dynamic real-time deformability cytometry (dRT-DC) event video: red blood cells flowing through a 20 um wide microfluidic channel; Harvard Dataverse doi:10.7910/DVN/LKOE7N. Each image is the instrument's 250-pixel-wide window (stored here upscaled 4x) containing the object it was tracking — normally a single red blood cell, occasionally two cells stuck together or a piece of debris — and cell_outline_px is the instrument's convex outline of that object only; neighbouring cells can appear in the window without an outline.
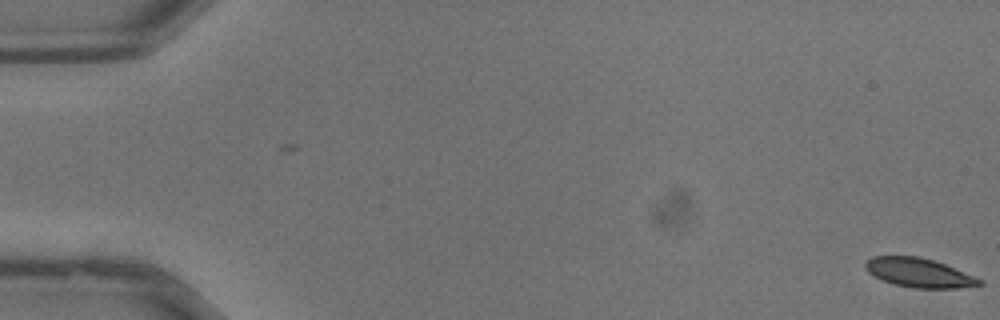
{"species": "common noctule bat (a hibernating species)", "species_latin": "Nyctalus noctula", "temperature_condition": "warm", "stored_images_in_passage": 38, "camera_frame_rate_fps": 3000, "um_per_image_px": 0.085, "animal": {"sex": "male", "body_mass_g": 13.3}, "frame": {"image": 1, "passage_image": 1, "time_ms": 0.0, "image_size_px": [1000, 320], "cell_outline_px": [[984, 284], [960, 288], [916, 288], [892, 284], [880, 280], [868, 272], [864, 268], [864, 264], [872, 256], [916, 256], [932, 260], [944, 264], [984, 280]], "centroid_in_image_um": [78.09, 23.19], "position_along_channel_um": 6.9, "area_um2": 19.36}}
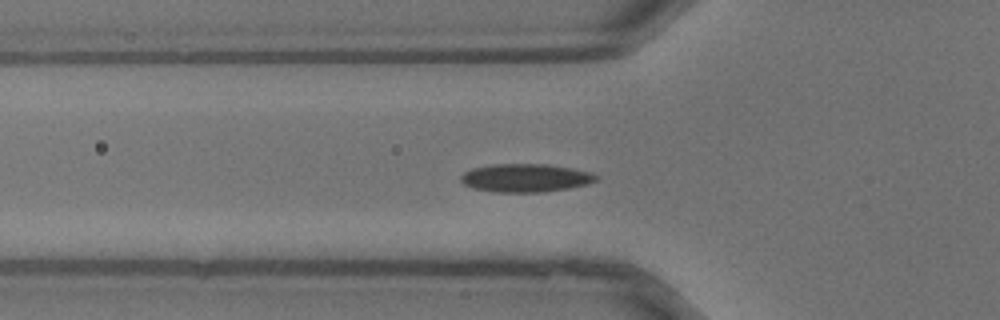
{"frame": {"image": 2, "passage_image": 14, "time_ms": 4.333, "image_size_px": [1000, 320], "cell_outline_px": [[596, 180], [588, 184], [568, 188], [540, 192], [496, 192], [472, 188], [464, 184], [460, 180], [460, 176], [464, 172], [472, 168], [492, 164], [548, 164], [572, 168], [588, 172], [596, 176]], "centroid_in_image_um": [44.61, 15.12], "position_along_channel_um": 81.2, "area_um2": 22.14}}
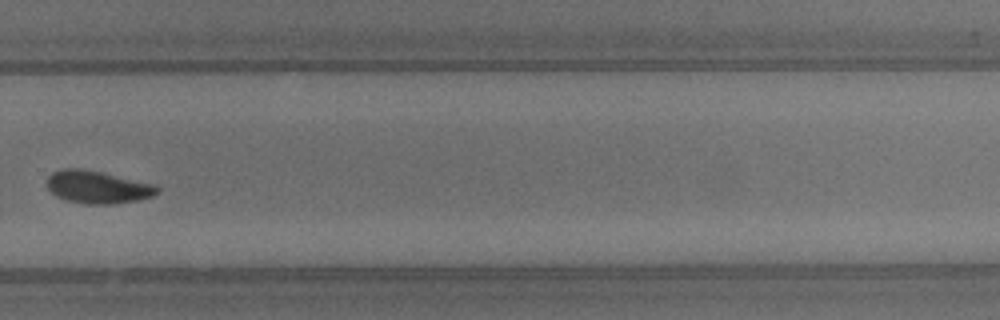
{"frame": {"image": 3, "passage_image": 27, "time_ms": 8.667, "image_size_px": [1000, 320], "cell_outline_px": [[160, 192], [152, 196], [136, 200], [112, 204], [84, 204], [68, 200], [56, 196], [48, 188], [48, 176], [52, 172], [64, 168], [80, 168], [100, 172], [156, 184], [160, 188]], "centroid_in_image_um": [8.32, 15.9], "position_along_channel_um": 321.5, "area_um2": 20.87}}